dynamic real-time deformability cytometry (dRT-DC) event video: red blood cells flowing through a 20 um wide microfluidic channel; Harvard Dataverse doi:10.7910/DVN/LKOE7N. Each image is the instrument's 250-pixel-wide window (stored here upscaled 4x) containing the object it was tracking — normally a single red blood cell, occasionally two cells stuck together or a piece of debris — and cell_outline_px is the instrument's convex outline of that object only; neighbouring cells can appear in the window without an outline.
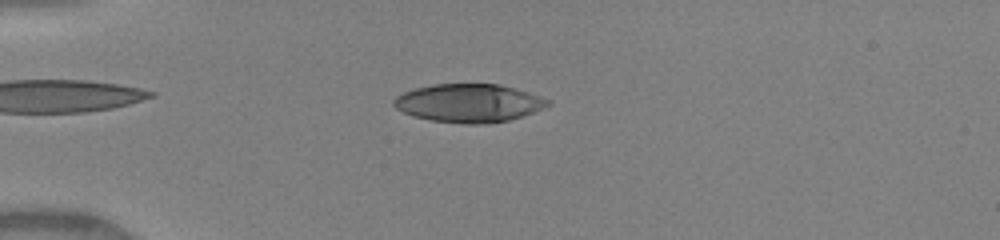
{"species": "human", "species_latin": "Homo sapiens", "temperature_condition": "warm", "stored_images_in_passage": 48, "camera_frame_rate_fps": 3000, "um_per_image_px": 0.085, "donor": {"sex": "female"}, "frame": {"image": 1, "passage_image": 13, "time_ms": 4.0, "image_size_px": [1000, 240], "cell_outline_px": [[552, 104], [532, 112], [508, 120], [480, 124], [464, 124], [432, 120], [412, 116], [396, 108], [392, 104], [392, 100], [396, 96], [404, 92], [416, 88], [432, 84], [500, 84], [516, 88], [552, 100]], "centroid_in_image_um": [39.84, 8.75], "position_along_channel_um": 45.2, "area_um2": 34.33}}
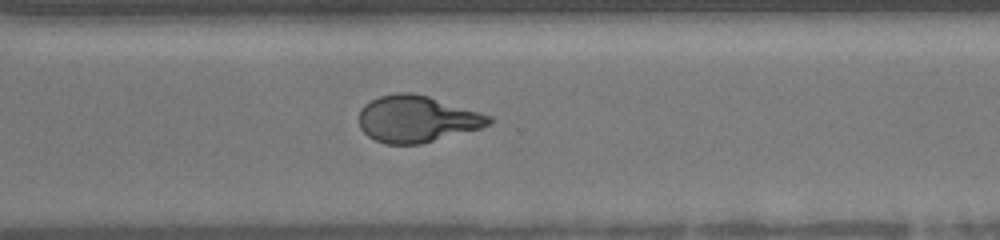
{"frame": {"image": 2, "passage_image": 36, "time_ms": 11.667, "image_size_px": [1000, 240], "cell_outline_px": [[492, 124], [480, 128], [420, 144], [384, 144], [368, 136], [360, 128], [360, 108], [364, 104], [380, 96], [396, 92], [412, 92], [428, 96], [480, 112], [492, 116]], "centroid_in_image_um": [35.43, 10.11], "position_along_channel_um": 335.2, "area_um2": 35.2}}
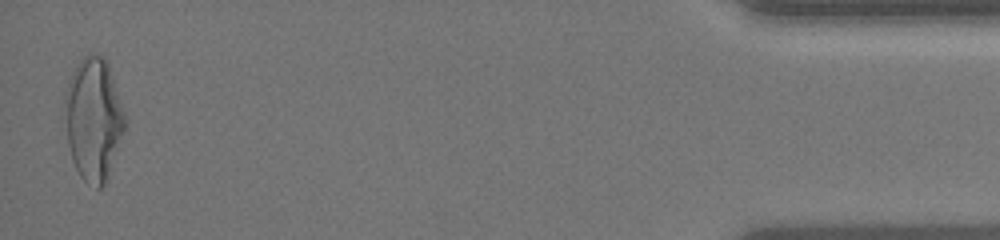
{"frame": {"image": 3, "passage_image": 48, "time_ms": 15.667, "image_size_px": [1000, 240], "cell_outline_px": [[124, 128], [104, 184], [100, 188], [96, 188], [88, 184], [80, 176], [72, 160], [68, 144], [64, 100], [64, 92], [68, 80], [72, 72], [80, 60], [88, 52], [104, 56], [108, 60], [124, 112]], "centroid_in_image_um": [7.92, 10.04], "position_along_channel_um": 427.3, "area_um2": 42.54}, "authors_computed_cell_mechanics": {"area_um2": 36.0094, "velocity_mm_per_s": 4.1679, "shape_relaxation_time_tau1_ms": 5.88, "shape_relaxation_time_tau2_ms": 0.9691, "deformation_change_tau1": 0.2549, "deformation_change_tau2": 0.0828}}